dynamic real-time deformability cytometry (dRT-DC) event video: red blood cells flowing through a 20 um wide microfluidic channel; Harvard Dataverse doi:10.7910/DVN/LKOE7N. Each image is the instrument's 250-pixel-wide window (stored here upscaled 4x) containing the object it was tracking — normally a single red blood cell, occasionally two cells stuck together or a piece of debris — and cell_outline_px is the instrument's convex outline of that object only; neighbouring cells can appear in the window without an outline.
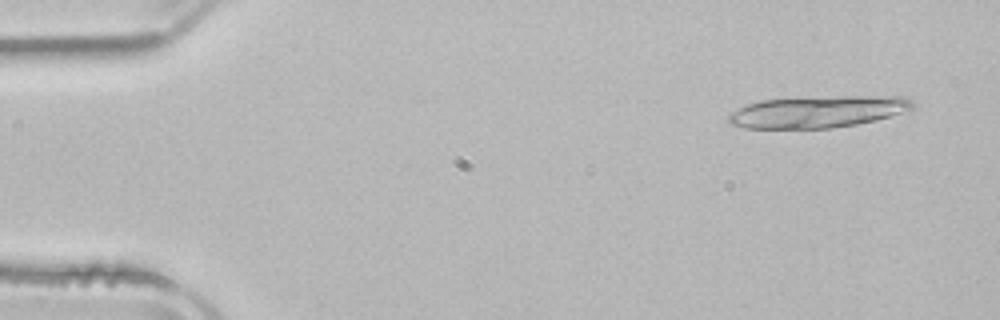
{"species": "common noctule bat (a hibernating species)", "species_latin": "Nyctalus noctula", "temperature_condition": "room temperature", "stored_images_in_passage": 3, "camera_frame_rate_fps": 3000, "um_per_image_px": 0.085, "animal": {"sex": "male", "body_mass_g": 21.5, "forearm_length_mm": 52.0}, "frame": {"image": 1, "passage_image": 1, "time_ms": 0.0, "image_size_px": [1000, 320], "cell_outline_px": [[916, 104], [912, 108], [876, 120], [856, 124], [832, 128], [744, 128], [732, 124], [728, 120], [728, 112], [748, 104], [760, 100], [840, 96], [904, 96], [916, 100]], "centroid_in_image_um": [69.52, 9.49], "position_along_channel_um": 15.5, "area_um2": 34.04}}